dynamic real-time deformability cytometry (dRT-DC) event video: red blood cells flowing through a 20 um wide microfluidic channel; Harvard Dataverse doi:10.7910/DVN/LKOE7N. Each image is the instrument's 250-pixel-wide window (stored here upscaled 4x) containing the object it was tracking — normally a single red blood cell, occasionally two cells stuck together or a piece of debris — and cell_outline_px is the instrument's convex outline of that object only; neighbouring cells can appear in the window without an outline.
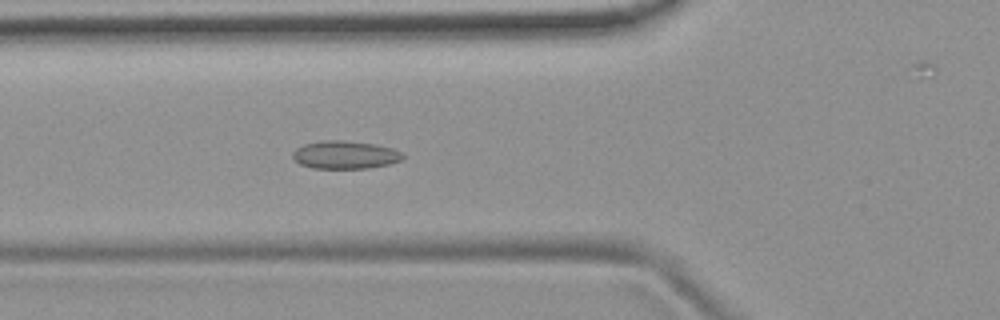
{"species": "common noctule bat (a hibernating species)", "species_latin": "Nyctalus noctula", "temperature_condition": "room temperature", "stored_images_in_passage": 51, "camera_frame_rate_fps": 3000, "um_per_image_px": 0.085, "animal": {"sex": "female", "body_mass_g": 19.9}, "frame": {"image": 1, "passage_image": 16, "time_ms": 5.0, "image_size_px": [1000, 320], "cell_outline_px": [[404, 156], [400, 160], [388, 164], [368, 168], [312, 168], [300, 164], [292, 156], [292, 152], [296, 148], [304, 144], [320, 140], [344, 140], [376, 144], [392, 148], [400, 152]], "centroid_in_image_um": [29.3, 13.15], "position_along_channel_um": 96.5, "area_um2": 17.92}}
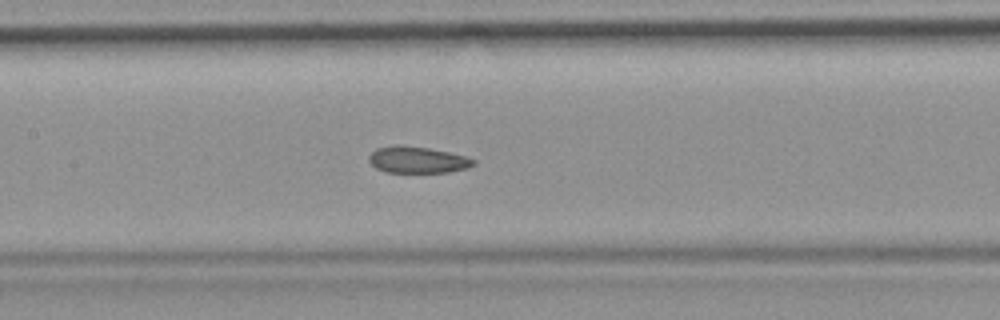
{"frame": {"image": 2, "passage_image": 22, "time_ms": 7.0, "image_size_px": [1000, 320], "cell_outline_px": [[476, 164], [468, 168], [448, 172], [384, 172], [376, 168], [368, 160], [368, 156], [376, 148], [396, 144], [428, 148], [468, 156], [476, 160]], "centroid_in_image_um": [35.5, 13.58], "position_along_channel_um": 171.9, "area_um2": 16.3}}
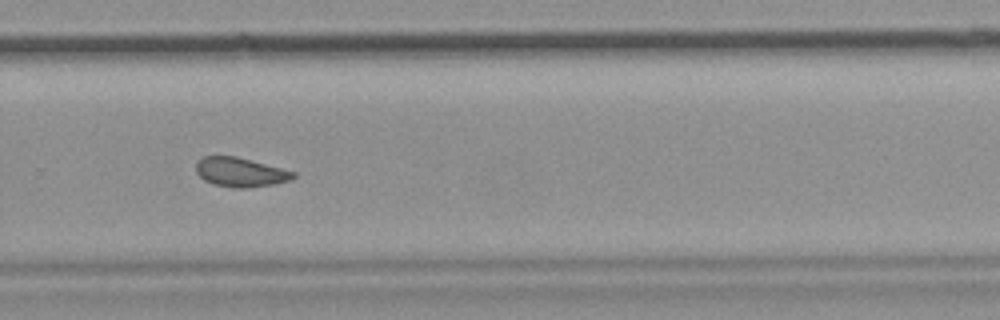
{"frame": {"image": 3, "passage_image": 33, "time_ms": 10.667, "image_size_px": [1000, 320], "cell_outline_px": [[296, 176], [292, 180], [272, 184], [248, 188], [236, 188], [212, 184], [204, 180], [196, 172], [196, 164], [204, 156], [236, 156], [296, 172]], "centroid_in_image_um": [20.44, 14.64], "position_along_channel_um": 309.4, "area_um2": 16.53}, "authors_computed_cell_mechanics": {"area_um2": 17.2822, "velocity_mm_per_s": 3.7619, "shape_relaxation_time_tau1_ms": null, "shape_relaxation_time_tau2_ms": 1.4619, "deformation_change_tau1": null, "deformation_change_tau2": 0.0594}}